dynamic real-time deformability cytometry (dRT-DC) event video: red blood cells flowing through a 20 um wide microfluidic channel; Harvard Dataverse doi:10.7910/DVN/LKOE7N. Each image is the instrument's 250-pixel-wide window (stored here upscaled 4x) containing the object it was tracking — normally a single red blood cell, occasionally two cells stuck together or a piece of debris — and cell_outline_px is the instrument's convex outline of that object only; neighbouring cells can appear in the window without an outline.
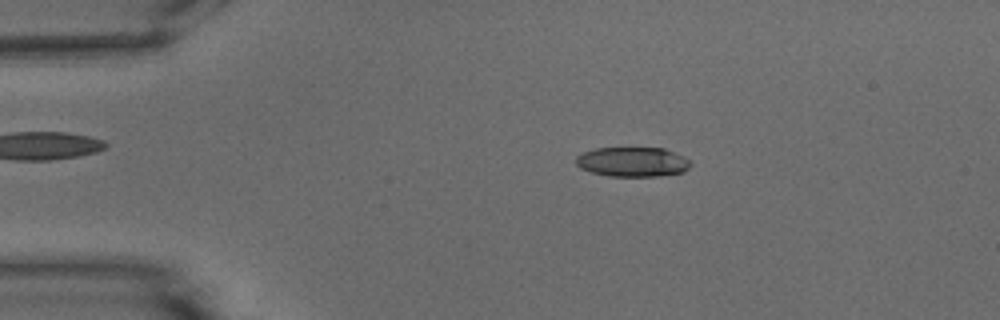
{"species": "common noctule bat (a hibernating species)", "species_latin": "Nyctalus noctula", "temperature_condition": "warm", "stored_images_in_passage": 49, "camera_frame_rate_fps": 3000, "um_per_image_px": 0.085, "animal": {"sex": "male", "body_mass_g": 15.6}, "frame": {"image": 1, "passage_image": 6, "time_ms": 1.667, "image_size_px": [1000, 320], "cell_outline_px": [[692, 164], [684, 172], [656, 176], [608, 176], [592, 172], [580, 168], [576, 164], [576, 156], [584, 152], [596, 148], [664, 148], [684, 156], [692, 160]], "centroid_in_image_um": [53.8, 13.76], "position_along_channel_um": 31.2, "area_um2": 19.88}}
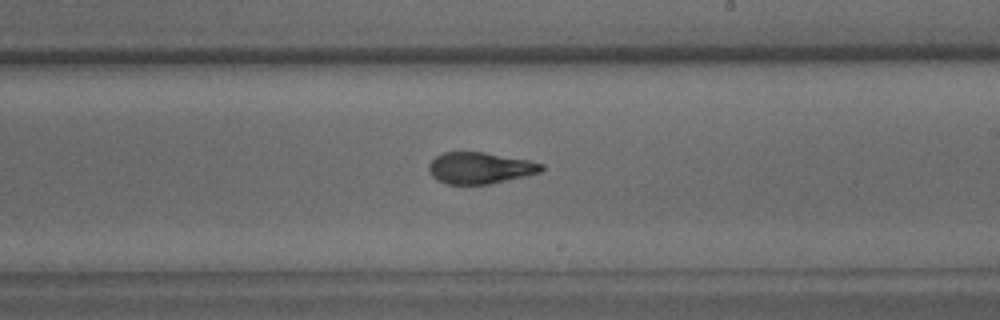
{"frame": {"image": 2, "passage_image": 27, "time_ms": 8.667, "image_size_px": [1000, 320], "cell_outline_px": [[544, 168], [540, 172], [492, 184], [448, 184], [436, 180], [428, 172], [428, 164], [436, 156], [444, 152], [484, 152], [528, 160], [544, 164]], "centroid_in_image_um": [40.77, 14.28], "position_along_channel_um": 248.2, "area_um2": 20.69}}
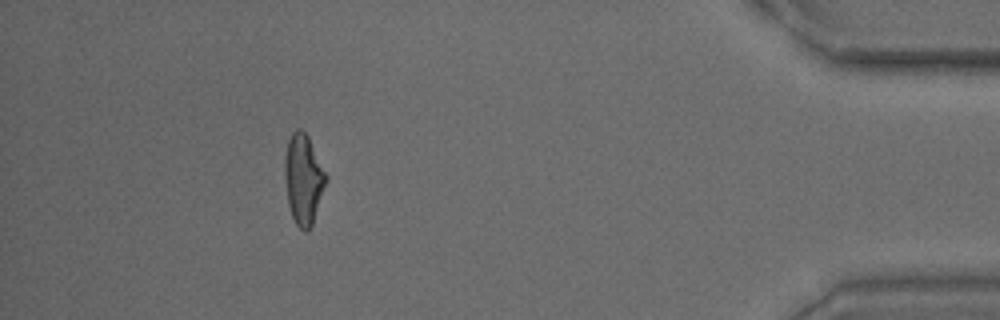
{"frame": {"image": 3, "passage_image": 44, "time_ms": 14.333, "image_size_px": [1000, 320], "cell_outline_px": [[328, 180], [312, 224], [308, 232], [304, 232], [296, 224], [292, 216], [288, 204], [284, 176], [284, 156], [288, 140], [292, 132], [296, 128], [300, 128], [308, 136], [328, 176]], "centroid_in_image_um": [25.79, 15.22], "position_along_channel_um": 409.4, "area_um2": 21.91}, "authors_computed_cell_mechanics": {"area_um2": 21.0392, "velocity_mm_per_s": 3.7948, "shape_relaxation_time_tau1_ms": 6.8217, "shape_relaxation_time_tau2_ms": 1.5191, "deformation_change_tau1": 0.2428, "deformation_change_tau2": 0.0777}}